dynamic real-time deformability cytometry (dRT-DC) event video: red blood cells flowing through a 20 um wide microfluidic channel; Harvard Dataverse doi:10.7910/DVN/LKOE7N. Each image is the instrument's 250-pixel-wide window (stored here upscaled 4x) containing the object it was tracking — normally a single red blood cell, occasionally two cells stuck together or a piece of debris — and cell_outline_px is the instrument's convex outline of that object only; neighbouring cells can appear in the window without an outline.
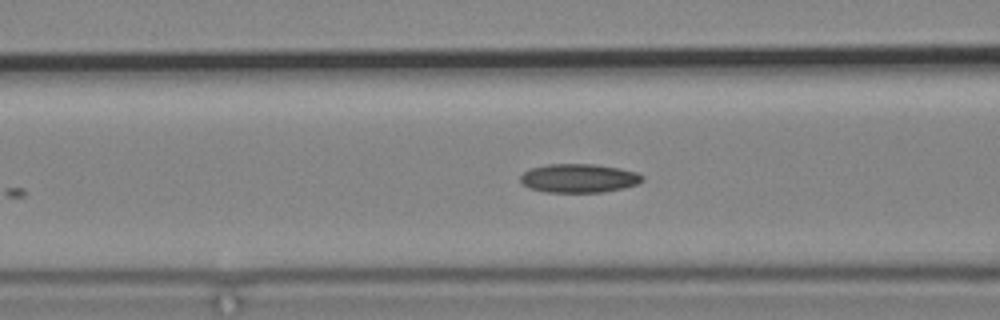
{"species": "common noctule bat (a hibernating species)", "species_latin": "Nyctalus noctula", "temperature_condition": "cold", "stored_images_in_passage": 7, "camera_frame_rate_fps": 3000, "um_per_image_px": 0.085, "animal": {"sex": "male", "body_mass_g": 19.2, "forearm_length_mm": 51.8}, "frame": {"image": 1, "passage_image": 6, "time_ms": 7.667, "image_size_px": [1000, 320], "cell_outline_px": [[644, 180], [636, 184], [624, 188], [604, 192], [544, 192], [528, 188], [520, 180], [520, 176], [524, 172], [532, 168], [548, 164], [592, 164], [620, 168], [636, 172], [644, 176]], "centroid_in_image_um": [49.21, 15.15], "position_along_channel_um": 117.4, "area_um2": 20.46}}
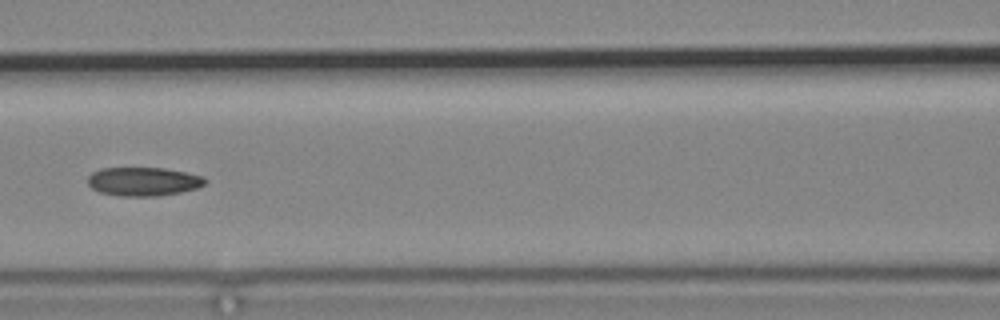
{"frame": {"image": 2, "passage_image": 7, "time_ms": 8.667, "image_size_px": [1000, 320], "cell_outline_px": [[208, 180], [204, 184], [196, 188], [180, 192], [156, 196], [120, 196], [100, 192], [92, 188], [88, 184], [88, 176], [92, 172], [100, 168], [164, 168], [204, 176]], "centroid_in_image_um": [12.18, 15.42], "position_along_channel_um": 154.4, "area_um2": 19.59}}